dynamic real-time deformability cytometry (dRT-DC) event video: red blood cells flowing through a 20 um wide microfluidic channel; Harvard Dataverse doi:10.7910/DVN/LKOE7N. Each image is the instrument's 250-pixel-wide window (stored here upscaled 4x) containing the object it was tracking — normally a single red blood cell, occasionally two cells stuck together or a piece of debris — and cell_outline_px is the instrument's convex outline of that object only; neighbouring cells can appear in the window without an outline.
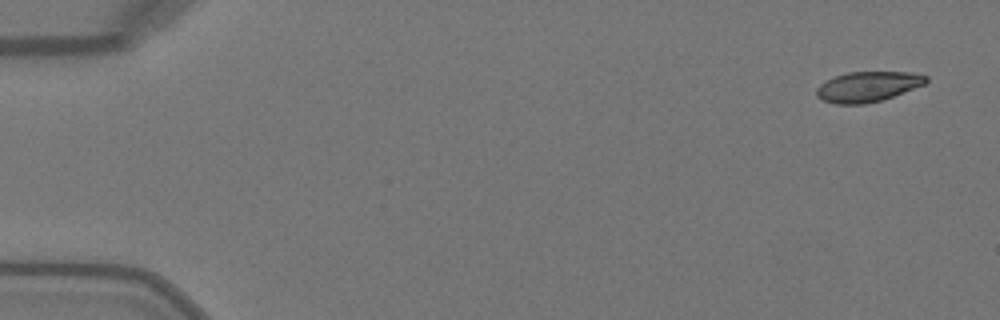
{"species": "Egyptian fruit bat (a non-hibernating species)", "species_latin": "Rousettus aegyptiacus", "temperature_condition": "warm", "stored_images_in_passage": 45, "camera_frame_rate_fps": 3000, "um_per_image_px": 0.085, "animal": {"sex": "female"}, "frame": {"image": 1, "passage_image": 1, "time_ms": 0.0, "image_size_px": [1000, 320], "cell_outline_px": [[928, 80], [924, 84], [892, 96], [880, 100], [864, 104], [836, 104], [824, 100], [816, 96], [816, 88], [820, 84], [836, 76], [848, 72], [912, 72], [928, 76]], "centroid_in_image_um": [73.75, 7.36], "position_along_channel_um": 11.3, "area_um2": 19.02}}
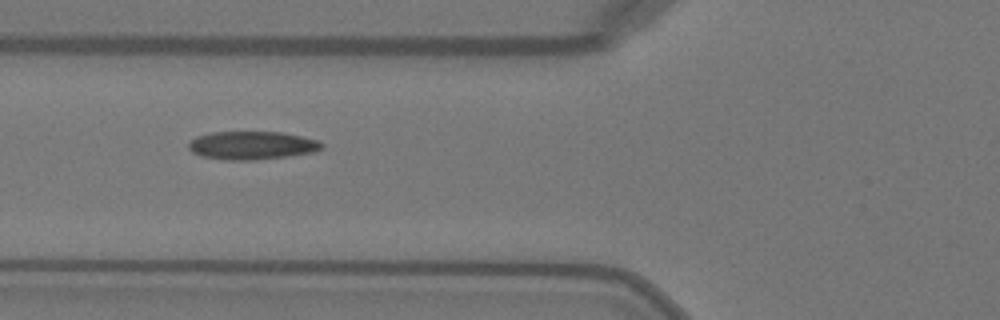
{"frame": {"image": 2, "passage_image": 18, "time_ms": 5.667, "image_size_px": [1000, 320], "cell_outline_px": [[324, 148], [312, 152], [284, 156], [252, 160], [228, 160], [200, 156], [192, 152], [188, 148], [188, 144], [196, 136], [212, 132], [284, 132], [320, 140], [324, 144]], "centroid_in_image_um": [21.42, 12.35], "position_along_channel_um": 104.4, "area_um2": 21.91}}
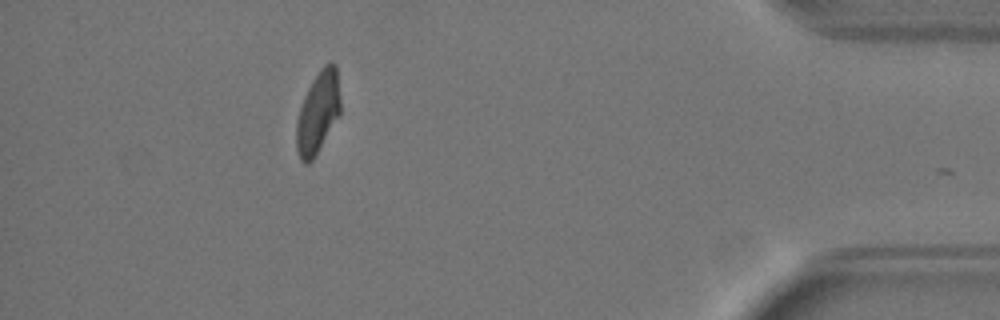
{"frame": {"image": 3, "passage_image": 44, "time_ms": 14.333, "image_size_px": [1000, 320], "cell_outline_px": [[340, 116], [312, 160], [308, 164], [304, 164], [300, 160], [296, 148], [296, 124], [300, 108], [304, 96], [312, 80], [320, 68], [328, 60], [332, 60], [336, 64], [340, 100]], "centroid_in_image_um": [27.03, 9.53], "position_along_channel_um": 408.2, "area_um2": 21.21}, "authors_computed_cell_mechanics": {"area_um2": 21.5594, "velocity_mm_per_s": 4.0699, "shape_relaxation_time_tau1_ms": 8.9567, "shape_relaxation_time_tau2_ms": 1.7069, "deformation_change_tau1": 0.2503, "deformation_change_tau2": 0.0626}}